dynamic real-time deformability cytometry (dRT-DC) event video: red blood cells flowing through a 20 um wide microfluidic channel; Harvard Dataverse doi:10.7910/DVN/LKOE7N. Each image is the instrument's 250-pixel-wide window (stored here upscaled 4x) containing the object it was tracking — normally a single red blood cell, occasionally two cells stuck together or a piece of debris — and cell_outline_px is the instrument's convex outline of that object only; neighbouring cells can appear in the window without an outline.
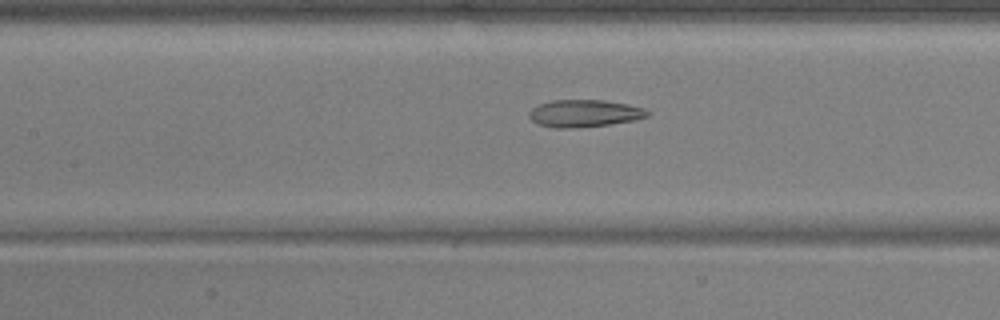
{"species": "common noctule bat (a hibernating species)", "species_latin": "Nyctalus noctula", "temperature_condition": "warm", "stored_images_in_passage": 40, "camera_frame_rate_fps": 3000, "um_per_image_px": 0.085, "animal": {"sex": "male", "body_mass_g": 17.9, "forearm_length_mm": 54.2}, "frame": {"image": 1, "passage_image": 13, "time_ms": 4.0, "image_size_px": [1000, 320], "cell_outline_px": [[648, 116], [636, 120], [612, 124], [572, 128], [556, 128], [536, 124], [528, 116], [528, 112], [532, 108], [540, 104], [552, 100], [604, 100], [628, 104], [644, 108], [648, 112]], "centroid_in_image_um": [49.66, 9.64], "position_along_channel_um": 157.7, "area_um2": 18.9}}
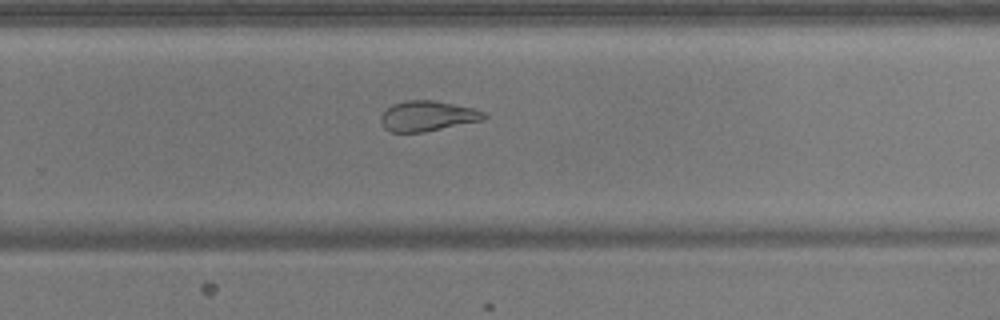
{"frame": {"image": 2, "passage_image": 24, "time_ms": 7.667, "image_size_px": [1000, 320], "cell_outline_px": [[488, 116], [484, 120], [424, 132], [388, 132], [384, 128], [380, 120], [380, 116], [392, 104], [408, 100], [436, 100], [472, 108], [484, 112]], "centroid_in_image_um": [36.33, 9.86], "position_along_channel_um": 293.5, "area_um2": 18.26}}
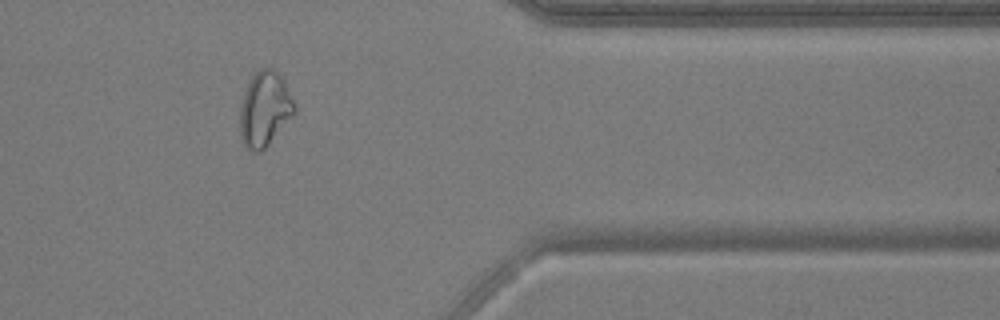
{"frame": {"image": 3, "passage_image": 33, "time_ms": 10.667, "image_size_px": [1000, 320], "cell_outline_px": [[296, 112], [268, 144], [260, 152], [252, 152], [244, 144], [240, 132], [240, 108], [244, 92], [252, 76], [260, 68], [272, 68], [284, 80], [296, 104]], "centroid_in_image_um": [22.51, 9.26], "position_along_channel_um": 388.9, "area_um2": 23.58}, "authors_computed_cell_mechanics": {"area_um2": 19.7098, "velocity_mm_per_s": 3.7113, "shape_relaxation_time_tau1_ms": null, "shape_relaxation_time_tau2_ms": 2.6866, "deformation_change_tau1": null, "deformation_change_tau2": 0.1145}}